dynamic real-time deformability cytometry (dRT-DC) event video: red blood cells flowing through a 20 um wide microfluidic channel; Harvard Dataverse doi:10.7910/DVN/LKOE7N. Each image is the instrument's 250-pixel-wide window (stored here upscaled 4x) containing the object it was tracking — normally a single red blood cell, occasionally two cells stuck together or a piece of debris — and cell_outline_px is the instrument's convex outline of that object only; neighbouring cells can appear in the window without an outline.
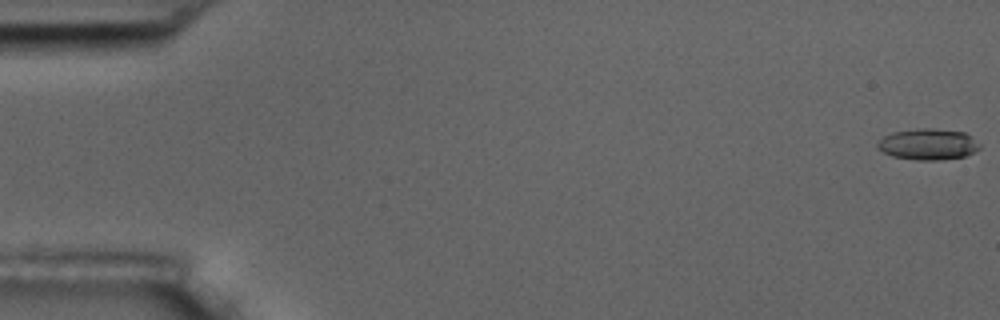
{"species": "common noctule bat (a hibernating species)", "species_latin": "Nyctalus noctula", "temperature_condition": "room temperature", "stored_images_in_passage": 7, "camera_frame_rate_fps": 3000, "um_per_image_px": 0.085, "animal": {"sex": "male", "body_mass_g": 17.5, "forearm_length_mm": 52.3}, "frame": {"image": 1, "passage_image": 1, "time_ms": 0.0, "image_size_px": [1000, 320], "cell_outline_px": [[980, 148], [964, 156], [940, 160], [916, 160], [892, 156], [876, 148], [876, 144], [884, 136], [892, 132], [916, 128], [932, 128], [964, 132], [980, 144]], "centroid_in_image_um": [78.85, 12.26], "position_along_channel_um": 6.2, "area_um2": 18.5}}
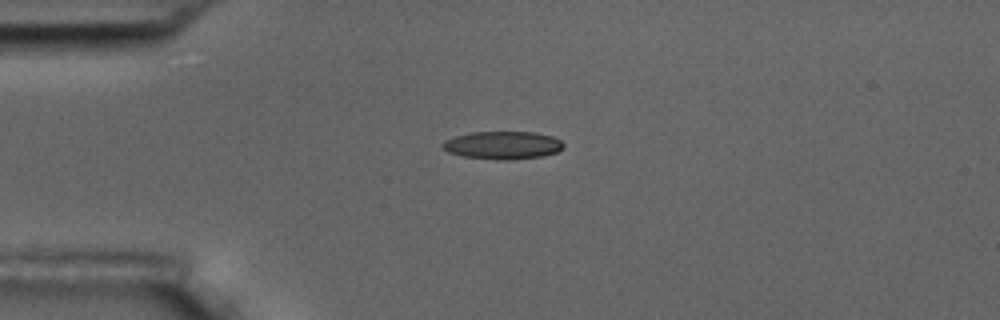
{"frame": {"image": 2, "passage_image": 5, "time_ms": 4.667, "image_size_px": [1000, 320], "cell_outline_px": [[564, 148], [556, 152], [544, 156], [508, 160], [500, 160], [464, 156], [448, 152], [440, 144], [444, 140], [456, 136], [472, 132], [536, 132], [552, 136], [560, 140], [564, 144]], "centroid_in_image_um": [42.75, 12.34], "position_along_channel_um": 42.2, "area_um2": 19.65}}